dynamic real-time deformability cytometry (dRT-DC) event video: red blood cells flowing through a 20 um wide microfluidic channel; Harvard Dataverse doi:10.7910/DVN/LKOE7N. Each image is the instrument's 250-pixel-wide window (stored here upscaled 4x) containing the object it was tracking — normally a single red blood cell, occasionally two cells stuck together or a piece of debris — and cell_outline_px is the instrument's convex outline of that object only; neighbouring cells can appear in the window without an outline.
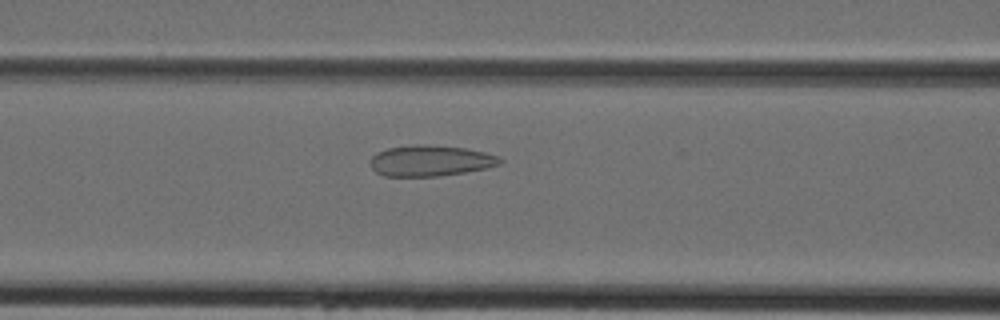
{"species": "Egyptian fruit bat (a non-hibernating species)", "species_latin": "Rousettus aegyptiacus", "temperature_condition": "cold", "stored_images_in_passage": 14, "camera_frame_rate_fps": 3000, "um_per_image_px": 0.085, "animal": {"sex": "female"}, "frame": {"image": 1, "passage_image": 10, "time_ms": 3.0, "image_size_px": [1000, 320], "cell_outline_px": [[504, 160], [500, 164], [488, 168], [440, 176], [384, 176], [376, 172], [372, 168], [372, 156], [376, 152], [388, 148], [416, 144], [424, 144], [464, 148], [484, 152], [496, 156]], "centroid_in_image_um": [36.59, 13.66], "position_along_channel_um": 130.0, "area_um2": 23.24}}
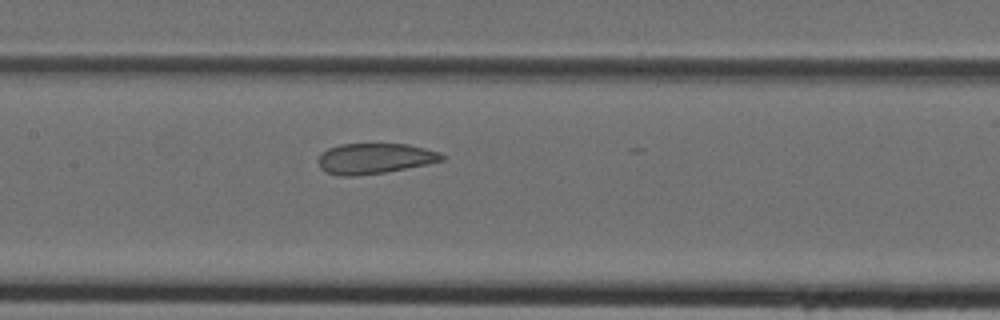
{"frame": {"image": 2, "passage_image": 13, "time_ms": 4.0, "image_size_px": [1000, 320], "cell_outline_px": [[444, 160], [428, 164], [384, 172], [356, 176], [340, 176], [324, 172], [320, 168], [316, 160], [320, 152], [328, 148], [340, 144], [408, 144], [440, 152], [444, 156]], "centroid_in_image_um": [31.78, 13.47], "position_along_channel_um": 175.6, "area_um2": 22.2}}